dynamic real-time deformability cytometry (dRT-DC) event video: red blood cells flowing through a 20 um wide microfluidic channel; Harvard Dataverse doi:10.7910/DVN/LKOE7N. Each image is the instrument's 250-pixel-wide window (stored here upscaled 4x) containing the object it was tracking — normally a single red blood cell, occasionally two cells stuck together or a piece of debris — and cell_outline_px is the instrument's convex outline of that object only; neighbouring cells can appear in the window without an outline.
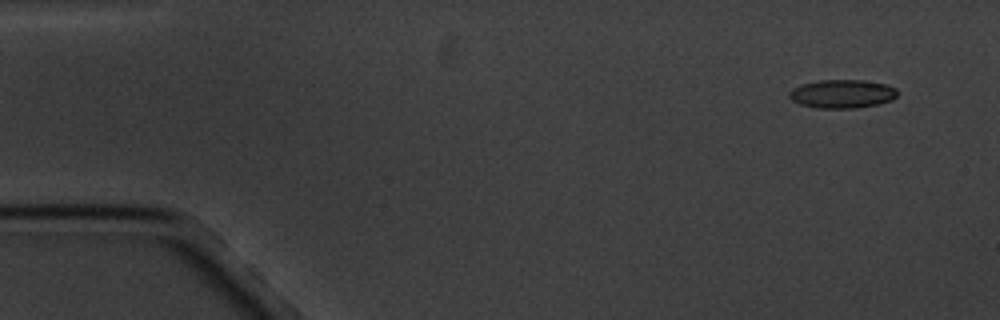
{"species": "common noctule bat (a hibernating species)", "species_latin": "Nyctalus noctula", "temperature_condition": "cold", "stored_images_in_passage": 4, "camera_frame_rate_fps": 3000, "um_per_image_px": 0.085, "animal": {"sex": "male", "body_mass_g": 20.1, "forearm_length_mm": 53.5}, "frame": {"image": 1, "passage_image": 1, "time_ms": 0.0, "image_size_px": [1000, 320], "cell_outline_px": [[896, 96], [892, 100], [880, 104], [856, 108], [816, 108], [800, 104], [792, 100], [788, 96], [788, 92], [792, 88], [800, 84], [820, 80], [864, 80], [884, 84], [896, 88]], "centroid_in_image_um": [71.55, 7.98], "position_along_channel_um": 13.4, "area_um2": 18.09}}
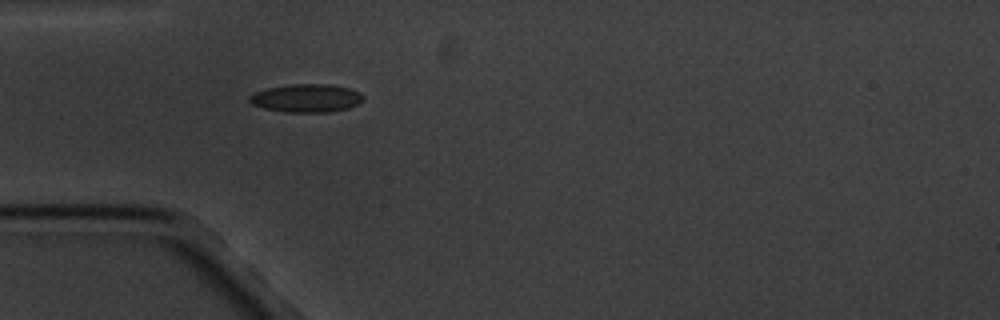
{"frame": {"image": 2, "passage_image": 4, "time_ms": 4.333, "image_size_px": [1000, 320], "cell_outline_px": [[364, 100], [348, 108], [328, 112], [288, 112], [264, 108], [252, 104], [248, 100], [248, 96], [256, 92], [268, 88], [292, 84], [328, 84], [348, 88], [360, 92], [364, 96]], "centroid_in_image_um": [26.05, 8.34], "position_along_channel_um": 58.9, "area_um2": 18.55}}